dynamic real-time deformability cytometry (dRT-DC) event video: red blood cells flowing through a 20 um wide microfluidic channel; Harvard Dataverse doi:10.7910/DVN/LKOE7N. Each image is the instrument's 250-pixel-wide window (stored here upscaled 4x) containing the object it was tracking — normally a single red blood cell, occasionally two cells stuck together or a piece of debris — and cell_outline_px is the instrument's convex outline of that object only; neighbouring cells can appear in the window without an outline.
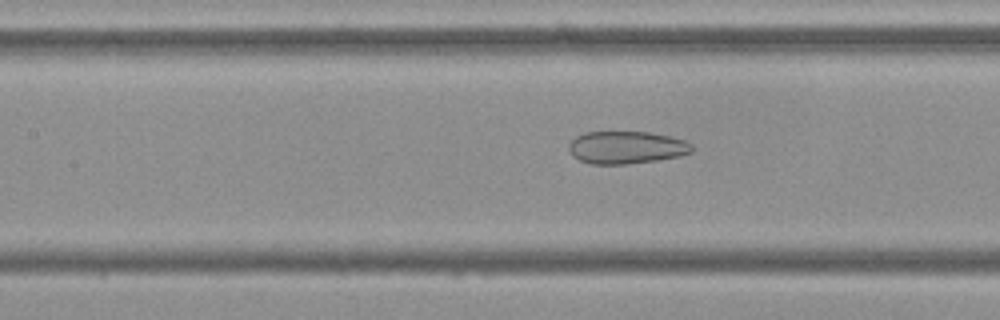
{"species": "Egyptian fruit bat (a non-hibernating species)", "species_latin": "Rousettus aegyptiacus", "temperature_condition": "cold", "stored_images_in_passage": 28, "camera_frame_rate_fps": 3000, "um_per_image_px": 0.085, "frame": {"image": 1, "passage_image": 15, "time_ms": 4.667, "image_size_px": [1000, 320], "cell_outline_px": [[692, 152], [680, 156], [656, 160], [628, 164], [592, 164], [580, 160], [572, 156], [568, 148], [568, 144], [576, 136], [584, 132], [648, 132], [672, 136], [684, 140], [692, 144]], "centroid_in_image_um": [53.24, 12.53], "position_along_channel_um": 154.2, "area_um2": 23.47}}
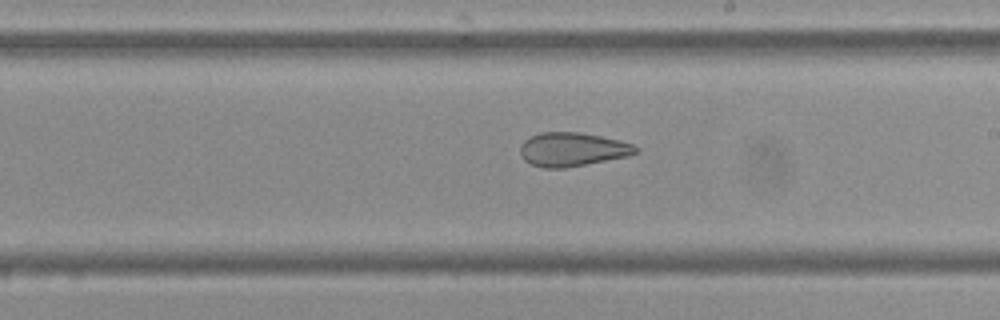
{"frame": {"image": 2, "passage_image": 22, "time_ms": 7.0, "image_size_px": [1000, 320], "cell_outline_px": [[640, 148], [636, 152], [628, 156], [564, 168], [544, 168], [532, 164], [524, 160], [520, 152], [520, 144], [528, 136], [540, 132], [580, 132], [620, 140], [632, 144]], "centroid_in_image_um": [48.62, 12.68], "position_along_channel_um": 240.4, "area_um2": 22.77}}
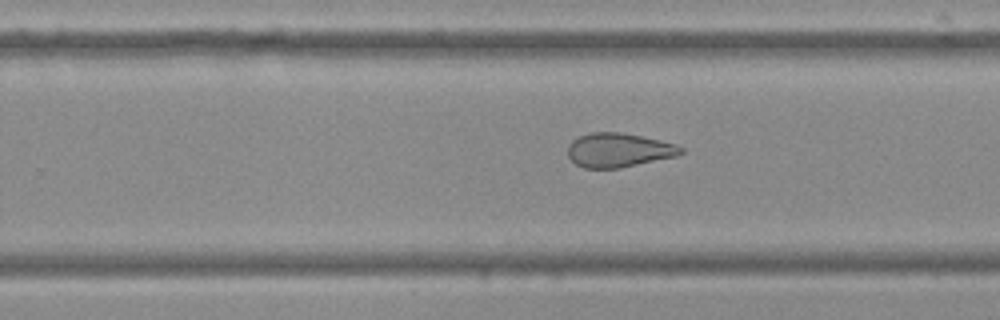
{"frame": {"image": 3, "passage_image": 25, "time_ms": 8.0, "image_size_px": [1000, 320], "cell_outline_px": [[684, 152], [676, 156], [620, 168], [584, 168], [576, 164], [568, 156], [568, 144], [572, 140], [580, 136], [592, 132], [620, 132], [660, 140], [676, 144], [684, 148]], "centroid_in_image_um": [52.58, 12.76], "position_along_channel_um": 277.2, "area_um2": 22.43}}